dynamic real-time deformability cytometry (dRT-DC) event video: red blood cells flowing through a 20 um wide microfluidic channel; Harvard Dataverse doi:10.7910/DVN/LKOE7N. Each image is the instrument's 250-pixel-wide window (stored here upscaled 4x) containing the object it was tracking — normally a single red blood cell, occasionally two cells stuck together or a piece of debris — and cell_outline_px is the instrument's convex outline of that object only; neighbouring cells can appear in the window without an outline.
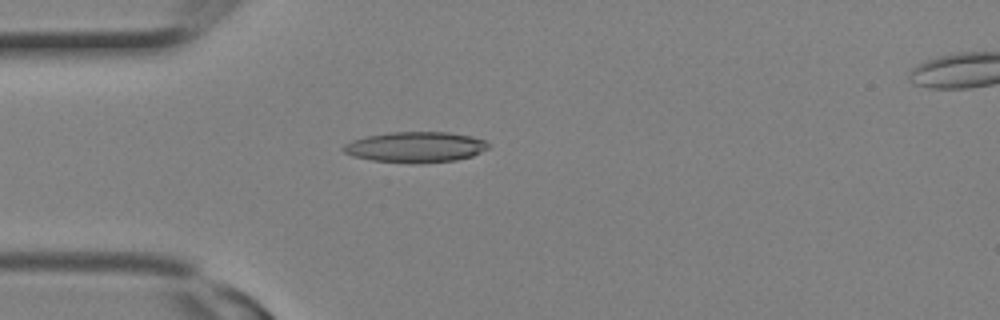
{"species": "Egyptian fruit bat (a non-hibernating species)", "species_latin": "Rousettus aegyptiacus", "temperature_condition": "room temperature", "stored_images_in_passage": 14, "camera_frame_rate_fps": 3000, "um_per_image_px": 0.085, "animal": {"sex": "female"}, "frame": {"image": 1, "passage_image": 7, "time_ms": 2.0, "image_size_px": [1000, 320], "cell_outline_px": [[488, 148], [472, 156], [456, 160], [372, 160], [352, 156], [344, 152], [340, 148], [344, 144], [352, 140], [364, 136], [388, 132], [448, 132], [472, 136], [484, 140], [488, 144]], "centroid_in_image_um": [35.28, 12.44], "position_along_channel_um": 49.7, "area_um2": 24.85}}
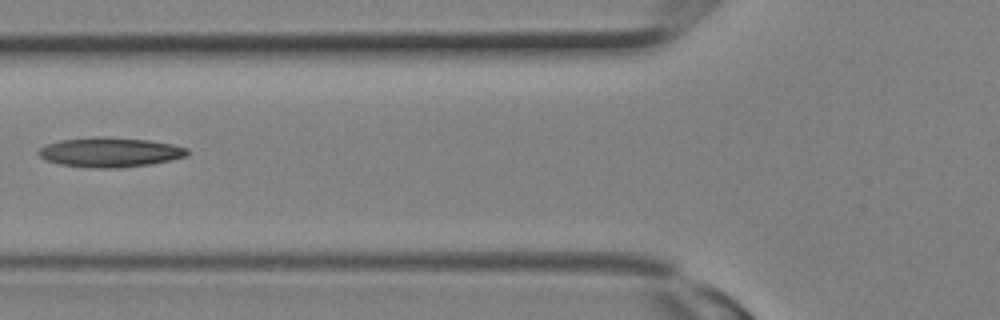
{"frame": {"image": 2, "passage_image": 10, "time_ms": 3.0, "image_size_px": [1000, 320], "cell_outline_px": [[188, 156], [172, 160], [152, 164], [116, 168], [88, 168], [60, 164], [44, 160], [36, 152], [44, 144], [60, 140], [92, 136], [104, 136], [148, 140], [172, 144], [188, 148]], "centroid_in_image_um": [9.32, 12.94], "position_along_channel_um": 116.5, "area_um2": 26.13}}
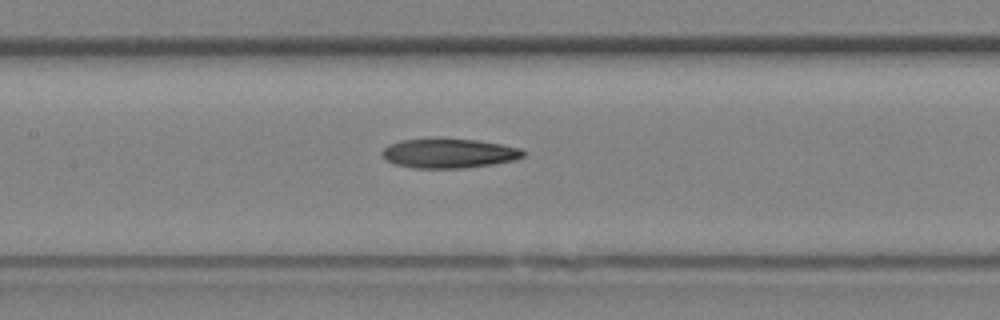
{"frame": {"image": 3, "passage_image": 12, "time_ms": 3.667, "image_size_px": [1000, 320], "cell_outline_px": [[524, 156], [512, 160], [492, 164], [464, 168], [412, 168], [396, 164], [388, 160], [380, 152], [388, 144], [400, 140], [440, 136], [476, 140], [500, 144], [520, 148], [524, 152]], "centroid_in_image_um": [38.1, 12.99], "position_along_channel_um": 169.3, "area_um2": 24.68}}